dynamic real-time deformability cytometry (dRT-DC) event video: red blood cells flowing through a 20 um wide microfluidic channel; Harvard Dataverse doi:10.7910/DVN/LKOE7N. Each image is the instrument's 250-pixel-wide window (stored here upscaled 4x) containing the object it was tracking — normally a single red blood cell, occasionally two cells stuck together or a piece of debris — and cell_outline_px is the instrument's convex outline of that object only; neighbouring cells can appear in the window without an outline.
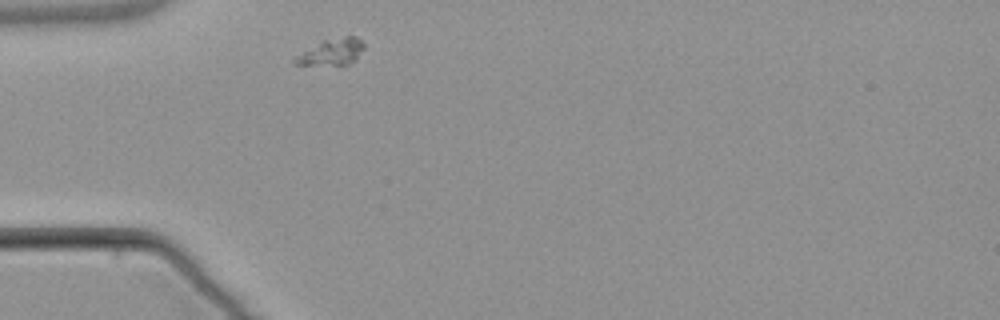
{"species": "common noctule bat (a hibernating species)", "species_latin": "Nyctalus noctula", "temperature_condition": "warm", "stored_images_in_passage": 1, "camera_frame_rate_fps": 3000, "um_per_image_px": 0.085, "animal": {"sex": "male", "body_mass_g": 21.5, "forearm_length_mm": 52.0}, "frame": {"image": 1, "passage_image": 1, "time_ms": 0.0, "image_size_px": [1000, 320], "cell_outline_px": [[364, 48], [356, 60], [348, 64], [292, 64], [292, 60], [320, 40], [344, 36], [356, 36], [364, 44]], "centroid_in_image_um": [28.22, 4.39], "position_along_channel_um": 56.8, "area_um2": 10.46}}